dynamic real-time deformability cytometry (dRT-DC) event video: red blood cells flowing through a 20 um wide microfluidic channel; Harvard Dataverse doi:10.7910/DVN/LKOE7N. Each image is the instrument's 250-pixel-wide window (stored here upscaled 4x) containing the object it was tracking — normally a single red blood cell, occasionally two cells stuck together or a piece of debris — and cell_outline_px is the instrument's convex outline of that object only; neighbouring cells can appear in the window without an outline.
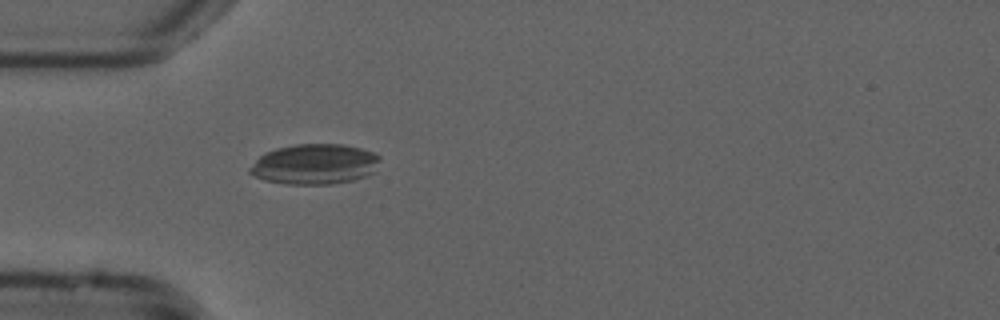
{"species": "common noctule bat (a hibernating species)", "species_latin": "Nyctalus noctula", "temperature_condition": "cold", "stored_images_in_passage": 21, "camera_frame_rate_fps": 3000, "um_per_image_px": 0.085, "animal": {"sex": "male", "forearm_length_mm": 52.5}, "frame": {"image": 1, "passage_image": 15, "time_ms": 4.667, "image_size_px": [1000, 320], "cell_outline_px": [[380, 160], [372, 172], [368, 176], [352, 180], [332, 184], [284, 184], [264, 180], [248, 172], [248, 168], [264, 152], [276, 148], [296, 144], [344, 144], [360, 148], [372, 152], [380, 156]], "centroid_in_image_um": [26.73, 13.95], "position_along_channel_um": 58.3, "area_um2": 30.63}}
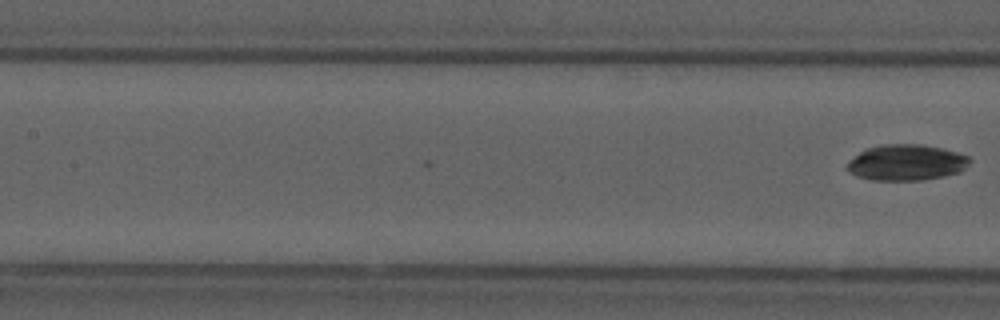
{"frame": {"image": 2, "passage_image": 21, "time_ms": 6.667, "image_size_px": [1000, 320], "cell_outline_px": [[972, 160], [960, 172], [944, 176], [920, 180], [872, 180], [856, 176], [848, 172], [844, 168], [848, 160], [860, 152], [868, 148], [884, 144], [920, 144], [944, 148], [968, 156]], "centroid_in_image_um": [77.01, 13.81], "position_along_channel_um": 130.4, "area_um2": 25.84}}